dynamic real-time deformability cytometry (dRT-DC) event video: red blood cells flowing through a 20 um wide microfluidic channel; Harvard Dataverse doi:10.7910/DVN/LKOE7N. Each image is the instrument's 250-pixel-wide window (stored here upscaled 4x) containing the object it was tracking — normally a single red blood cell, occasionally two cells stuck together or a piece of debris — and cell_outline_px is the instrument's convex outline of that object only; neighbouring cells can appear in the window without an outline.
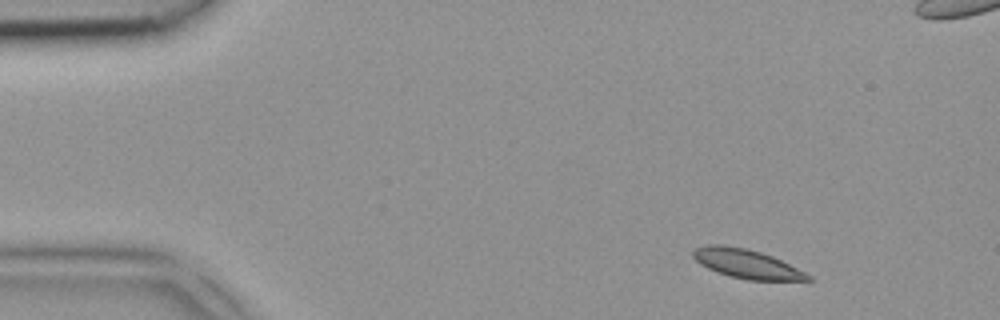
{"species": "common noctule bat (a hibernating species)", "species_latin": "Nyctalus noctula", "temperature_condition": "room temperature", "stored_images_in_passage": 3, "camera_frame_rate_fps": 3000, "um_per_image_px": 0.085, "animal": {"sex": "female", "body_mass_g": 18.4}, "frame": {"image": 1, "passage_image": 1, "time_ms": 0.0, "image_size_px": [1000, 320], "cell_outline_px": [[812, 280], [748, 280], [728, 276], [716, 272], [700, 264], [692, 256], [692, 252], [696, 248], [708, 244], [720, 244], [748, 248], [772, 256], [812, 276]], "centroid_in_image_um": [63.42, 22.41], "position_along_channel_um": 21.6, "area_um2": 19.36}}